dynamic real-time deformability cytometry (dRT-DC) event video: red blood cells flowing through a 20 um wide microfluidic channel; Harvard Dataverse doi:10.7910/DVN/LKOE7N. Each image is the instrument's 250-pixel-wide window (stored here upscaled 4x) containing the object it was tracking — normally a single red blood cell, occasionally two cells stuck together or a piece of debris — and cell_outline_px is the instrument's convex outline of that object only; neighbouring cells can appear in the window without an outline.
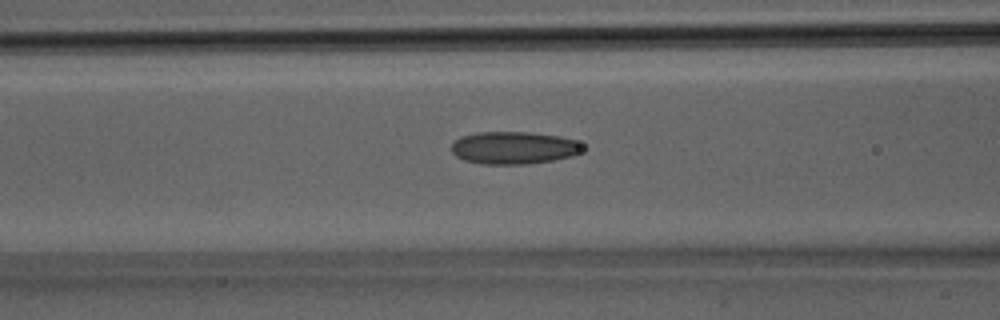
{"species": "Egyptian fruit bat (a non-hibernating species)", "species_latin": "Rousettus aegyptiacus", "temperature_condition": "room temperature", "stored_images_in_passage": 20, "camera_frame_rate_fps": 3000, "um_per_image_px": 0.085, "animal": {"sex": "male"}, "frame": {"image": 1, "passage_image": 4, "time_ms": 1.0, "image_size_px": [1000, 320], "cell_outline_px": [[584, 148], [580, 152], [572, 156], [552, 160], [524, 164], [480, 164], [464, 160], [456, 156], [452, 152], [452, 144], [460, 136], [476, 132], [528, 132], [560, 136], [576, 140]], "centroid_in_image_um": [43.65, 12.56], "position_along_channel_um": 122.9, "area_um2": 24.85}}
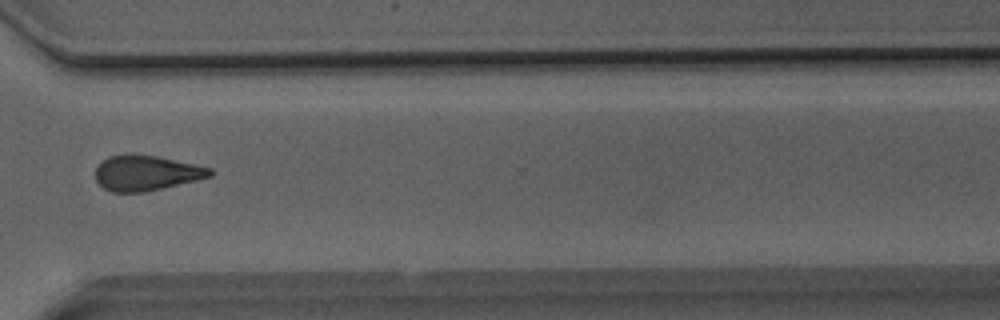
{"frame": {"image": 2, "passage_image": 15, "time_ms": 4.667, "image_size_px": [1000, 320], "cell_outline_px": [[212, 176], [196, 180], [144, 192], [112, 192], [104, 188], [96, 180], [96, 168], [108, 156], [128, 152], [156, 156], [212, 168]], "centroid_in_image_um": [12.4, 14.68], "position_along_channel_um": 358.2, "area_um2": 23.47}}